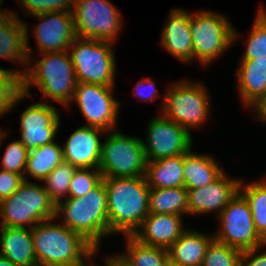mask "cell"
<instances>
[{
  "instance_id": "cell-1",
  "label": "cell",
  "mask_w": 266,
  "mask_h": 266,
  "mask_svg": "<svg viewBox=\"0 0 266 266\" xmlns=\"http://www.w3.org/2000/svg\"><path fill=\"white\" fill-rule=\"evenodd\" d=\"M106 188L109 235L133 236L149 215L145 176L102 178Z\"/></svg>"
},
{
  "instance_id": "cell-2",
  "label": "cell",
  "mask_w": 266,
  "mask_h": 266,
  "mask_svg": "<svg viewBox=\"0 0 266 266\" xmlns=\"http://www.w3.org/2000/svg\"><path fill=\"white\" fill-rule=\"evenodd\" d=\"M63 216L62 225L82 236L93 247L109 235L107 197L104 181L86 195L67 198L55 204L54 220Z\"/></svg>"
},
{
  "instance_id": "cell-3",
  "label": "cell",
  "mask_w": 266,
  "mask_h": 266,
  "mask_svg": "<svg viewBox=\"0 0 266 266\" xmlns=\"http://www.w3.org/2000/svg\"><path fill=\"white\" fill-rule=\"evenodd\" d=\"M54 219L31 228L38 266H76L87 260L93 246L82 236Z\"/></svg>"
},
{
  "instance_id": "cell-4",
  "label": "cell",
  "mask_w": 266,
  "mask_h": 266,
  "mask_svg": "<svg viewBox=\"0 0 266 266\" xmlns=\"http://www.w3.org/2000/svg\"><path fill=\"white\" fill-rule=\"evenodd\" d=\"M41 60L35 66L24 69L23 93L30 97L29 89L34 85L43 94V98L68 106L74 97L77 80L68 50L41 54Z\"/></svg>"
},
{
  "instance_id": "cell-5",
  "label": "cell",
  "mask_w": 266,
  "mask_h": 266,
  "mask_svg": "<svg viewBox=\"0 0 266 266\" xmlns=\"http://www.w3.org/2000/svg\"><path fill=\"white\" fill-rule=\"evenodd\" d=\"M209 10L188 13V24L192 34L193 60L202 65H210L215 59L235 43L238 38L229 19Z\"/></svg>"
},
{
  "instance_id": "cell-6",
  "label": "cell",
  "mask_w": 266,
  "mask_h": 266,
  "mask_svg": "<svg viewBox=\"0 0 266 266\" xmlns=\"http://www.w3.org/2000/svg\"><path fill=\"white\" fill-rule=\"evenodd\" d=\"M55 204L44 185L24 181L10 197L0 201V227H34L54 218Z\"/></svg>"
},
{
  "instance_id": "cell-7",
  "label": "cell",
  "mask_w": 266,
  "mask_h": 266,
  "mask_svg": "<svg viewBox=\"0 0 266 266\" xmlns=\"http://www.w3.org/2000/svg\"><path fill=\"white\" fill-rule=\"evenodd\" d=\"M113 43L76 38L68 48L77 83L114 87L115 53Z\"/></svg>"
},
{
  "instance_id": "cell-8",
  "label": "cell",
  "mask_w": 266,
  "mask_h": 266,
  "mask_svg": "<svg viewBox=\"0 0 266 266\" xmlns=\"http://www.w3.org/2000/svg\"><path fill=\"white\" fill-rule=\"evenodd\" d=\"M110 132V133H109ZM101 145L99 170L103 178L145 176L147 159L143 139L118 130L106 131Z\"/></svg>"
},
{
  "instance_id": "cell-9",
  "label": "cell",
  "mask_w": 266,
  "mask_h": 266,
  "mask_svg": "<svg viewBox=\"0 0 266 266\" xmlns=\"http://www.w3.org/2000/svg\"><path fill=\"white\" fill-rule=\"evenodd\" d=\"M162 115L185 128H198L208 119L209 94L200 83L173 82L163 97ZM191 128V129H190Z\"/></svg>"
},
{
  "instance_id": "cell-10",
  "label": "cell",
  "mask_w": 266,
  "mask_h": 266,
  "mask_svg": "<svg viewBox=\"0 0 266 266\" xmlns=\"http://www.w3.org/2000/svg\"><path fill=\"white\" fill-rule=\"evenodd\" d=\"M72 13L77 38L114 43L122 30L121 13L109 0H74Z\"/></svg>"
},
{
  "instance_id": "cell-11",
  "label": "cell",
  "mask_w": 266,
  "mask_h": 266,
  "mask_svg": "<svg viewBox=\"0 0 266 266\" xmlns=\"http://www.w3.org/2000/svg\"><path fill=\"white\" fill-rule=\"evenodd\" d=\"M217 217L220 228L212 234L215 240L241 252L266 243L257 233L249 204L239 192Z\"/></svg>"
},
{
  "instance_id": "cell-12",
  "label": "cell",
  "mask_w": 266,
  "mask_h": 266,
  "mask_svg": "<svg viewBox=\"0 0 266 266\" xmlns=\"http://www.w3.org/2000/svg\"><path fill=\"white\" fill-rule=\"evenodd\" d=\"M112 86L77 83L72 102L86 119V126L105 131L115 130L120 103L113 96Z\"/></svg>"
},
{
  "instance_id": "cell-13",
  "label": "cell",
  "mask_w": 266,
  "mask_h": 266,
  "mask_svg": "<svg viewBox=\"0 0 266 266\" xmlns=\"http://www.w3.org/2000/svg\"><path fill=\"white\" fill-rule=\"evenodd\" d=\"M143 147L147 161L175 157L192 149V135L176 122L159 115L149 121Z\"/></svg>"
},
{
  "instance_id": "cell-14",
  "label": "cell",
  "mask_w": 266,
  "mask_h": 266,
  "mask_svg": "<svg viewBox=\"0 0 266 266\" xmlns=\"http://www.w3.org/2000/svg\"><path fill=\"white\" fill-rule=\"evenodd\" d=\"M58 110L49 103L31 104L21 114L20 142L30 152L44 144L55 141L60 126Z\"/></svg>"
},
{
  "instance_id": "cell-15",
  "label": "cell",
  "mask_w": 266,
  "mask_h": 266,
  "mask_svg": "<svg viewBox=\"0 0 266 266\" xmlns=\"http://www.w3.org/2000/svg\"><path fill=\"white\" fill-rule=\"evenodd\" d=\"M32 16L40 21L34 27L40 54L66 51L77 38L72 12H44Z\"/></svg>"
},
{
  "instance_id": "cell-16",
  "label": "cell",
  "mask_w": 266,
  "mask_h": 266,
  "mask_svg": "<svg viewBox=\"0 0 266 266\" xmlns=\"http://www.w3.org/2000/svg\"><path fill=\"white\" fill-rule=\"evenodd\" d=\"M241 179H229L224 172L214 182L202 188L188 190V214L202 215L222 210L239 192Z\"/></svg>"
},
{
  "instance_id": "cell-17",
  "label": "cell",
  "mask_w": 266,
  "mask_h": 266,
  "mask_svg": "<svg viewBox=\"0 0 266 266\" xmlns=\"http://www.w3.org/2000/svg\"><path fill=\"white\" fill-rule=\"evenodd\" d=\"M105 133L86 125L77 128L63 144L64 161L76 168H99L102 145L99 136Z\"/></svg>"
},
{
  "instance_id": "cell-18",
  "label": "cell",
  "mask_w": 266,
  "mask_h": 266,
  "mask_svg": "<svg viewBox=\"0 0 266 266\" xmlns=\"http://www.w3.org/2000/svg\"><path fill=\"white\" fill-rule=\"evenodd\" d=\"M28 33V25L16 13L9 11L0 17V58L31 66Z\"/></svg>"
},
{
  "instance_id": "cell-19",
  "label": "cell",
  "mask_w": 266,
  "mask_h": 266,
  "mask_svg": "<svg viewBox=\"0 0 266 266\" xmlns=\"http://www.w3.org/2000/svg\"><path fill=\"white\" fill-rule=\"evenodd\" d=\"M182 215L149 214L133 235L140 243L168 249L187 229Z\"/></svg>"
},
{
  "instance_id": "cell-20",
  "label": "cell",
  "mask_w": 266,
  "mask_h": 266,
  "mask_svg": "<svg viewBox=\"0 0 266 266\" xmlns=\"http://www.w3.org/2000/svg\"><path fill=\"white\" fill-rule=\"evenodd\" d=\"M161 45L183 63L193 60L192 34L188 24V12L172 9L162 29Z\"/></svg>"
},
{
  "instance_id": "cell-21",
  "label": "cell",
  "mask_w": 266,
  "mask_h": 266,
  "mask_svg": "<svg viewBox=\"0 0 266 266\" xmlns=\"http://www.w3.org/2000/svg\"><path fill=\"white\" fill-rule=\"evenodd\" d=\"M238 64L236 76L241 100L255 109L266 98V58L242 59Z\"/></svg>"
},
{
  "instance_id": "cell-22",
  "label": "cell",
  "mask_w": 266,
  "mask_h": 266,
  "mask_svg": "<svg viewBox=\"0 0 266 266\" xmlns=\"http://www.w3.org/2000/svg\"><path fill=\"white\" fill-rule=\"evenodd\" d=\"M0 255L16 266H38L31 228L0 227Z\"/></svg>"
},
{
  "instance_id": "cell-23",
  "label": "cell",
  "mask_w": 266,
  "mask_h": 266,
  "mask_svg": "<svg viewBox=\"0 0 266 266\" xmlns=\"http://www.w3.org/2000/svg\"><path fill=\"white\" fill-rule=\"evenodd\" d=\"M214 236L187 229L169 248V262L175 266H201Z\"/></svg>"
},
{
  "instance_id": "cell-24",
  "label": "cell",
  "mask_w": 266,
  "mask_h": 266,
  "mask_svg": "<svg viewBox=\"0 0 266 266\" xmlns=\"http://www.w3.org/2000/svg\"><path fill=\"white\" fill-rule=\"evenodd\" d=\"M183 170L186 189L205 187L224 173L212 156L199 154L191 149L183 154Z\"/></svg>"
},
{
  "instance_id": "cell-25",
  "label": "cell",
  "mask_w": 266,
  "mask_h": 266,
  "mask_svg": "<svg viewBox=\"0 0 266 266\" xmlns=\"http://www.w3.org/2000/svg\"><path fill=\"white\" fill-rule=\"evenodd\" d=\"M183 154L147 161L145 177L150 188L184 187Z\"/></svg>"
},
{
  "instance_id": "cell-26",
  "label": "cell",
  "mask_w": 266,
  "mask_h": 266,
  "mask_svg": "<svg viewBox=\"0 0 266 266\" xmlns=\"http://www.w3.org/2000/svg\"><path fill=\"white\" fill-rule=\"evenodd\" d=\"M63 161V148L56 141L32 149L26 161L24 180L29 181L26 176L30 175L36 180L43 181Z\"/></svg>"
},
{
  "instance_id": "cell-27",
  "label": "cell",
  "mask_w": 266,
  "mask_h": 266,
  "mask_svg": "<svg viewBox=\"0 0 266 266\" xmlns=\"http://www.w3.org/2000/svg\"><path fill=\"white\" fill-rule=\"evenodd\" d=\"M149 214L188 215V190L185 187L150 188Z\"/></svg>"
},
{
  "instance_id": "cell-28",
  "label": "cell",
  "mask_w": 266,
  "mask_h": 266,
  "mask_svg": "<svg viewBox=\"0 0 266 266\" xmlns=\"http://www.w3.org/2000/svg\"><path fill=\"white\" fill-rule=\"evenodd\" d=\"M239 193L248 202L255 229L266 242V180L243 184L241 179Z\"/></svg>"
},
{
  "instance_id": "cell-29",
  "label": "cell",
  "mask_w": 266,
  "mask_h": 266,
  "mask_svg": "<svg viewBox=\"0 0 266 266\" xmlns=\"http://www.w3.org/2000/svg\"><path fill=\"white\" fill-rule=\"evenodd\" d=\"M126 252L122 256L130 266H166L168 249L140 243L133 236H126Z\"/></svg>"
},
{
  "instance_id": "cell-30",
  "label": "cell",
  "mask_w": 266,
  "mask_h": 266,
  "mask_svg": "<svg viewBox=\"0 0 266 266\" xmlns=\"http://www.w3.org/2000/svg\"><path fill=\"white\" fill-rule=\"evenodd\" d=\"M25 71H12L0 68V118L23 101L27 95L23 93V77ZM16 104V105H15Z\"/></svg>"
},
{
  "instance_id": "cell-31",
  "label": "cell",
  "mask_w": 266,
  "mask_h": 266,
  "mask_svg": "<svg viewBox=\"0 0 266 266\" xmlns=\"http://www.w3.org/2000/svg\"><path fill=\"white\" fill-rule=\"evenodd\" d=\"M76 169L74 165L63 161L42 181L45 183L44 188L54 204L61 202L63 198H68L70 183Z\"/></svg>"
},
{
  "instance_id": "cell-32",
  "label": "cell",
  "mask_w": 266,
  "mask_h": 266,
  "mask_svg": "<svg viewBox=\"0 0 266 266\" xmlns=\"http://www.w3.org/2000/svg\"><path fill=\"white\" fill-rule=\"evenodd\" d=\"M256 15L242 59L266 58V9L261 6Z\"/></svg>"
},
{
  "instance_id": "cell-33",
  "label": "cell",
  "mask_w": 266,
  "mask_h": 266,
  "mask_svg": "<svg viewBox=\"0 0 266 266\" xmlns=\"http://www.w3.org/2000/svg\"><path fill=\"white\" fill-rule=\"evenodd\" d=\"M242 252L213 239L208 245L201 266H240Z\"/></svg>"
},
{
  "instance_id": "cell-34",
  "label": "cell",
  "mask_w": 266,
  "mask_h": 266,
  "mask_svg": "<svg viewBox=\"0 0 266 266\" xmlns=\"http://www.w3.org/2000/svg\"><path fill=\"white\" fill-rule=\"evenodd\" d=\"M99 168H77L69 187L68 198L81 197L102 181Z\"/></svg>"
},
{
  "instance_id": "cell-35",
  "label": "cell",
  "mask_w": 266,
  "mask_h": 266,
  "mask_svg": "<svg viewBox=\"0 0 266 266\" xmlns=\"http://www.w3.org/2000/svg\"><path fill=\"white\" fill-rule=\"evenodd\" d=\"M28 155L29 151L19 140L13 141L9 143L5 149V153L1 158L0 169L16 173L24 177V170Z\"/></svg>"
},
{
  "instance_id": "cell-36",
  "label": "cell",
  "mask_w": 266,
  "mask_h": 266,
  "mask_svg": "<svg viewBox=\"0 0 266 266\" xmlns=\"http://www.w3.org/2000/svg\"><path fill=\"white\" fill-rule=\"evenodd\" d=\"M25 13L30 15L44 12H72L74 0H17ZM26 9V10H25Z\"/></svg>"
},
{
  "instance_id": "cell-37",
  "label": "cell",
  "mask_w": 266,
  "mask_h": 266,
  "mask_svg": "<svg viewBox=\"0 0 266 266\" xmlns=\"http://www.w3.org/2000/svg\"><path fill=\"white\" fill-rule=\"evenodd\" d=\"M24 181L22 175L0 169V201L10 197Z\"/></svg>"
},
{
  "instance_id": "cell-38",
  "label": "cell",
  "mask_w": 266,
  "mask_h": 266,
  "mask_svg": "<svg viewBox=\"0 0 266 266\" xmlns=\"http://www.w3.org/2000/svg\"><path fill=\"white\" fill-rule=\"evenodd\" d=\"M265 245L266 243L254 249L243 251L240 256V266H266V251L260 253L261 247Z\"/></svg>"
},
{
  "instance_id": "cell-39",
  "label": "cell",
  "mask_w": 266,
  "mask_h": 266,
  "mask_svg": "<svg viewBox=\"0 0 266 266\" xmlns=\"http://www.w3.org/2000/svg\"><path fill=\"white\" fill-rule=\"evenodd\" d=\"M135 95L140 98L142 101H152L155 97L158 96L157 88L154 81L151 78L141 79L135 85Z\"/></svg>"
},
{
  "instance_id": "cell-40",
  "label": "cell",
  "mask_w": 266,
  "mask_h": 266,
  "mask_svg": "<svg viewBox=\"0 0 266 266\" xmlns=\"http://www.w3.org/2000/svg\"><path fill=\"white\" fill-rule=\"evenodd\" d=\"M105 259V266H130L122 254L108 256V258L106 257Z\"/></svg>"
},
{
  "instance_id": "cell-41",
  "label": "cell",
  "mask_w": 266,
  "mask_h": 266,
  "mask_svg": "<svg viewBox=\"0 0 266 266\" xmlns=\"http://www.w3.org/2000/svg\"><path fill=\"white\" fill-rule=\"evenodd\" d=\"M253 110L257 116L256 118H258L260 122L262 121L266 124V98Z\"/></svg>"
},
{
  "instance_id": "cell-42",
  "label": "cell",
  "mask_w": 266,
  "mask_h": 266,
  "mask_svg": "<svg viewBox=\"0 0 266 266\" xmlns=\"http://www.w3.org/2000/svg\"><path fill=\"white\" fill-rule=\"evenodd\" d=\"M99 250V247H93L92 251H91V255L90 257L87 259V262H91L90 265L87 264L85 261L82 262L81 264L79 265H76V266H97V265H94L92 263V259L95 257L94 255L96 254V252ZM92 258V259H91ZM87 264V265H86Z\"/></svg>"
},
{
  "instance_id": "cell-43",
  "label": "cell",
  "mask_w": 266,
  "mask_h": 266,
  "mask_svg": "<svg viewBox=\"0 0 266 266\" xmlns=\"http://www.w3.org/2000/svg\"><path fill=\"white\" fill-rule=\"evenodd\" d=\"M0 266H16L9 259L0 255Z\"/></svg>"
},
{
  "instance_id": "cell-44",
  "label": "cell",
  "mask_w": 266,
  "mask_h": 266,
  "mask_svg": "<svg viewBox=\"0 0 266 266\" xmlns=\"http://www.w3.org/2000/svg\"><path fill=\"white\" fill-rule=\"evenodd\" d=\"M6 131L5 130H3V129H1V127H0V146L2 145V140H4V138H6Z\"/></svg>"
},
{
  "instance_id": "cell-45",
  "label": "cell",
  "mask_w": 266,
  "mask_h": 266,
  "mask_svg": "<svg viewBox=\"0 0 266 266\" xmlns=\"http://www.w3.org/2000/svg\"><path fill=\"white\" fill-rule=\"evenodd\" d=\"M2 2H3V0H0V6L3 4ZM9 11L10 10H8V9L5 10V9L0 8V17H2L3 15H6Z\"/></svg>"
},
{
  "instance_id": "cell-46",
  "label": "cell",
  "mask_w": 266,
  "mask_h": 266,
  "mask_svg": "<svg viewBox=\"0 0 266 266\" xmlns=\"http://www.w3.org/2000/svg\"><path fill=\"white\" fill-rule=\"evenodd\" d=\"M166 266H175V265H173L170 262H168V264Z\"/></svg>"
}]
</instances>
